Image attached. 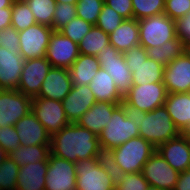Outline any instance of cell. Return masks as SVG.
I'll return each instance as SVG.
<instances>
[{
	"mask_svg": "<svg viewBox=\"0 0 190 190\" xmlns=\"http://www.w3.org/2000/svg\"><path fill=\"white\" fill-rule=\"evenodd\" d=\"M99 149L98 136L76 123L68 124L51 136V154L73 163L96 157Z\"/></svg>",
	"mask_w": 190,
	"mask_h": 190,
	"instance_id": "1",
	"label": "cell"
},
{
	"mask_svg": "<svg viewBox=\"0 0 190 190\" xmlns=\"http://www.w3.org/2000/svg\"><path fill=\"white\" fill-rule=\"evenodd\" d=\"M135 115L139 122V136L150 142L156 148L181 134L165 106Z\"/></svg>",
	"mask_w": 190,
	"mask_h": 190,
	"instance_id": "2",
	"label": "cell"
},
{
	"mask_svg": "<svg viewBox=\"0 0 190 190\" xmlns=\"http://www.w3.org/2000/svg\"><path fill=\"white\" fill-rule=\"evenodd\" d=\"M138 124L136 115L120 104L98 136L100 147L113 149L129 139L139 137Z\"/></svg>",
	"mask_w": 190,
	"mask_h": 190,
	"instance_id": "3",
	"label": "cell"
},
{
	"mask_svg": "<svg viewBox=\"0 0 190 190\" xmlns=\"http://www.w3.org/2000/svg\"><path fill=\"white\" fill-rule=\"evenodd\" d=\"M167 90L163 82L133 85L123 96L122 104L132 113H146L164 106Z\"/></svg>",
	"mask_w": 190,
	"mask_h": 190,
	"instance_id": "4",
	"label": "cell"
},
{
	"mask_svg": "<svg viewBox=\"0 0 190 190\" xmlns=\"http://www.w3.org/2000/svg\"><path fill=\"white\" fill-rule=\"evenodd\" d=\"M123 55L132 72L133 85L163 82L165 66L149 59L143 46L138 45L130 48Z\"/></svg>",
	"mask_w": 190,
	"mask_h": 190,
	"instance_id": "5",
	"label": "cell"
},
{
	"mask_svg": "<svg viewBox=\"0 0 190 190\" xmlns=\"http://www.w3.org/2000/svg\"><path fill=\"white\" fill-rule=\"evenodd\" d=\"M155 151L156 147L140 136L113 148L116 163L127 174L142 172L143 166Z\"/></svg>",
	"mask_w": 190,
	"mask_h": 190,
	"instance_id": "6",
	"label": "cell"
},
{
	"mask_svg": "<svg viewBox=\"0 0 190 190\" xmlns=\"http://www.w3.org/2000/svg\"><path fill=\"white\" fill-rule=\"evenodd\" d=\"M139 43L145 49L161 46L176 37L175 20L160 14L138 20Z\"/></svg>",
	"mask_w": 190,
	"mask_h": 190,
	"instance_id": "7",
	"label": "cell"
},
{
	"mask_svg": "<svg viewBox=\"0 0 190 190\" xmlns=\"http://www.w3.org/2000/svg\"><path fill=\"white\" fill-rule=\"evenodd\" d=\"M96 57L100 63V68L105 69L115 82L120 94L124 96L133 86V83L132 72L125 62L123 53L109 44Z\"/></svg>",
	"mask_w": 190,
	"mask_h": 190,
	"instance_id": "8",
	"label": "cell"
},
{
	"mask_svg": "<svg viewBox=\"0 0 190 190\" xmlns=\"http://www.w3.org/2000/svg\"><path fill=\"white\" fill-rule=\"evenodd\" d=\"M76 190H115L109 175L98 165L96 157L77 161Z\"/></svg>",
	"mask_w": 190,
	"mask_h": 190,
	"instance_id": "9",
	"label": "cell"
},
{
	"mask_svg": "<svg viewBox=\"0 0 190 190\" xmlns=\"http://www.w3.org/2000/svg\"><path fill=\"white\" fill-rule=\"evenodd\" d=\"M31 111L51 136L70 124L62 101L34 97Z\"/></svg>",
	"mask_w": 190,
	"mask_h": 190,
	"instance_id": "10",
	"label": "cell"
},
{
	"mask_svg": "<svg viewBox=\"0 0 190 190\" xmlns=\"http://www.w3.org/2000/svg\"><path fill=\"white\" fill-rule=\"evenodd\" d=\"M53 31L52 27L38 23L20 31L19 46L21 56L25 60L45 57Z\"/></svg>",
	"mask_w": 190,
	"mask_h": 190,
	"instance_id": "11",
	"label": "cell"
},
{
	"mask_svg": "<svg viewBox=\"0 0 190 190\" xmlns=\"http://www.w3.org/2000/svg\"><path fill=\"white\" fill-rule=\"evenodd\" d=\"M31 97L18 90L0 91V127L14 126L32 110Z\"/></svg>",
	"mask_w": 190,
	"mask_h": 190,
	"instance_id": "12",
	"label": "cell"
},
{
	"mask_svg": "<svg viewBox=\"0 0 190 190\" xmlns=\"http://www.w3.org/2000/svg\"><path fill=\"white\" fill-rule=\"evenodd\" d=\"M45 190H76L75 163L50 153Z\"/></svg>",
	"mask_w": 190,
	"mask_h": 190,
	"instance_id": "13",
	"label": "cell"
},
{
	"mask_svg": "<svg viewBox=\"0 0 190 190\" xmlns=\"http://www.w3.org/2000/svg\"><path fill=\"white\" fill-rule=\"evenodd\" d=\"M142 174L149 185L162 190H174L179 172L155 151L142 169Z\"/></svg>",
	"mask_w": 190,
	"mask_h": 190,
	"instance_id": "14",
	"label": "cell"
},
{
	"mask_svg": "<svg viewBox=\"0 0 190 190\" xmlns=\"http://www.w3.org/2000/svg\"><path fill=\"white\" fill-rule=\"evenodd\" d=\"M79 54L78 44L59 31H53L45 54L52 67L69 69Z\"/></svg>",
	"mask_w": 190,
	"mask_h": 190,
	"instance_id": "15",
	"label": "cell"
},
{
	"mask_svg": "<svg viewBox=\"0 0 190 190\" xmlns=\"http://www.w3.org/2000/svg\"><path fill=\"white\" fill-rule=\"evenodd\" d=\"M51 67L45 57L25 60L17 90L31 98L36 97Z\"/></svg>",
	"mask_w": 190,
	"mask_h": 190,
	"instance_id": "16",
	"label": "cell"
},
{
	"mask_svg": "<svg viewBox=\"0 0 190 190\" xmlns=\"http://www.w3.org/2000/svg\"><path fill=\"white\" fill-rule=\"evenodd\" d=\"M163 84L167 93L190 92V55L187 51L165 66Z\"/></svg>",
	"mask_w": 190,
	"mask_h": 190,
	"instance_id": "17",
	"label": "cell"
},
{
	"mask_svg": "<svg viewBox=\"0 0 190 190\" xmlns=\"http://www.w3.org/2000/svg\"><path fill=\"white\" fill-rule=\"evenodd\" d=\"M156 151L179 173L190 168V141L182 134L159 145Z\"/></svg>",
	"mask_w": 190,
	"mask_h": 190,
	"instance_id": "18",
	"label": "cell"
},
{
	"mask_svg": "<svg viewBox=\"0 0 190 190\" xmlns=\"http://www.w3.org/2000/svg\"><path fill=\"white\" fill-rule=\"evenodd\" d=\"M25 59L0 46V89L17 90Z\"/></svg>",
	"mask_w": 190,
	"mask_h": 190,
	"instance_id": "19",
	"label": "cell"
},
{
	"mask_svg": "<svg viewBox=\"0 0 190 190\" xmlns=\"http://www.w3.org/2000/svg\"><path fill=\"white\" fill-rule=\"evenodd\" d=\"M96 102L89 85L72 86L71 91L63 99L62 104L70 123L77 120Z\"/></svg>",
	"mask_w": 190,
	"mask_h": 190,
	"instance_id": "20",
	"label": "cell"
},
{
	"mask_svg": "<svg viewBox=\"0 0 190 190\" xmlns=\"http://www.w3.org/2000/svg\"><path fill=\"white\" fill-rule=\"evenodd\" d=\"M71 88L69 69L51 67L36 97L63 101Z\"/></svg>",
	"mask_w": 190,
	"mask_h": 190,
	"instance_id": "21",
	"label": "cell"
},
{
	"mask_svg": "<svg viewBox=\"0 0 190 190\" xmlns=\"http://www.w3.org/2000/svg\"><path fill=\"white\" fill-rule=\"evenodd\" d=\"M21 145L33 146L51 144V135L37 120L33 112H29L14 125Z\"/></svg>",
	"mask_w": 190,
	"mask_h": 190,
	"instance_id": "22",
	"label": "cell"
},
{
	"mask_svg": "<svg viewBox=\"0 0 190 190\" xmlns=\"http://www.w3.org/2000/svg\"><path fill=\"white\" fill-rule=\"evenodd\" d=\"M122 102H99L88 109L76 122L81 127L88 129L99 136L112 117L114 110Z\"/></svg>",
	"mask_w": 190,
	"mask_h": 190,
	"instance_id": "23",
	"label": "cell"
},
{
	"mask_svg": "<svg viewBox=\"0 0 190 190\" xmlns=\"http://www.w3.org/2000/svg\"><path fill=\"white\" fill-rule=\"evenodd\" d=\"M48 162H34L19 167L16 190H45Z\"/></svg>",
	"mask_w": 190,
	"mask_h": 190,
	"instance_id": "24",
	"label": "cell"
},
{
	"mask_svg": "<svg viewBox=\"0 0 190 190\" xmlns=\"http://www.w3.org/2000/svg\"><path fill=\"white\" fill-rule=\"evenodd\" d=\"M164 106L180 132L190 126V92L168 93Z\"/></svg>",
	"mask_w": 190,
	"mask_h": 190,
	"instance_id": "25",
	"label": "cell"
},
{
	"mask_svg": "<svg viewBox=\"0 0 190 190\" xmlns=\"http://www.w3.org/2000/svg\"><path fill=\"white\" fill-rule=\"evenodd\" d=\"M110 45L121 53L140 45L138 20L124 19L122 23L109 34Z\"/></svg>",
	"mask_w": 190,
	"mask_h": 190,
	"instance_id": "26",
	"label": "cell"
},
{
	"mask_svg": "<svg viewBox=\"0 0 190 190\" xmlns=\"http://www.w3.org/2000/svg\"><path fill=\"white\" fill-rule=\"evenodd\" d=\"M88 85L96 101L123 102V96L120 94L115 82L105 69L100 68Z\"/></svg>",
	"mask_w": 190,
	"mask_h": 190,
	"instance_id": "27",
	"label": "cell"
},
{
	"mask_svg": "<svg viewBox=\"0 0 190 190\" xmlns=\"http://www.w3.org/2000/svg\"><path fill=\"white\" fill-rule=\"evenodd\" d=\"M100 69L96 56L79 54L69 68L72 86L88 85Z\"/></svg>",
	"mask_w": 190,
	"mask_h": 190,
	"instance_id": "28",
	"label": "cell"
},
{
	"mask_svg": "<svg viewBox=\"0 0 190 190\" xmlns=\"http://www.w3.org/2000/svg\"><path fill=\"white\" fill-rule=\"evenodd\" d=\"M50 145L51 144H39L33 146L20 145L17 149L10 152L8 156L18 165V167L38 161L48 162V157L51 153Z\"/></svg>",
	"mask_w": 190,
	"mask_h": 190,
	"instance_id": "29",
	"label": "cell"
},
{
	"mask_svg": "<svg viewBox=\"0 0 190 190\" xmlns=\"http://www.w3.org/2000/svg\"><path fill=\"white\" fill-rule=\"evenodd\" d=\"M146 51L149 59H153L166 66L184 53V51H186V46L178 37H175L172 40L166 41L159 47L148 48Z\"/></svg>",
	"mask_w": 190,
	"mask_h": 190,
	"instance_id": "30",
	"label": "cell"
},
{
	"mask_svg": "<svg viewBox=\"0 0 190 190\" xmlns=\"http://www.w3.org/2000/svg\"><path fill=\"white\" fill-rule=\"evenodd\" d=\"M110 44L109 34L100 28L93 26L91 30L79 42V53L83 55L97 56Z\"/></svg>",
	"mask_w": 190,
	"mask_h": 190,
	"instance_id": "31",
	"label": "cell"
},
{
	"mask_svg": "<svg viewBox=\"0 0 190 190\" xmlns=\"http://www.w3.org/2000/svg\"><path fill=\"white\" fill-rule=\"evenodd\" d=\"M96 159L98 165L109 175L115 187L125 179L127 173L116 163L113 149L100 147Z\"/></svg>",
	"mask_w": 190,
	"mask_h": 190,
	"instance_id": "32",
	"label": "cell"
},
{
	"mask_svg": "<svg viewBox=\"0 0 190 190\" xmlns=\"http://www.w3.org/2000/svg\"><path fill=\"white\" fill-rule=\"evenodd\" d=\"M34 15L24 0H15L12 4L11 25L18 31H23L35 25Z\"/></svg>",
	"mask_w": 190,
	"mask_h": 190,
	"instance_id": "33",
	"label": "cell"
},
{
	"mask_svg": "<svg viewBox=\"0 0 190 190\" xmlns=\"http://www.w3.org/2000/svg\"><path fill=\"white\" fill-rule=\"evenodd\" d=\"M31 9L38 24L52 26L56 7L55 0H24Z\"/></svg>",
	"mask_w": 190,
	"mask_h": 190,
	"instance_id": "34",
	"label": "cell"
},
{
	"mask_svg": "<svg viewBox=\"0 0 190 190\" xmlns=\"http://www.w3.org/2000/svg\"><path fill=\"white\" fill-rule=\"evenodd\" d=\"M131 2L136 20L164 13L165 0H131Z\"/></svg>",
	"mask_w": 190,
	"mask_h": 190,
	"instance_id": "35",
	"label": "cell"
},
{
	"mask_svg": "<svg viewBox=\"0 0 190 190\" xmlns=\"http://www.w3.org/2000/svg\"><path fill=\"white\" fill-rule=\"evenodd\" d=\"M103 5L104 0H78L76 3L77 17L95 26Z\"/></svg>",
	"mask_w": 190,
	"mask_h": 190,
	"instance_id": "36",
	"label": "cell"
},
{
	"mask_svg": "<svg viewBox=\"0 0 190 190\" xmlns=\"http://www.w3.org/2000/svg\"><path fill=\"white\" fill-rule=\"evenodd\" d=\"M94 25L88 23L80 17H75L67 23L59 32L67 38H70L76 44L84 38Z\"/></svg>",
	"mask_w": 190,
	"mask_h": 190,
	"instance_id": "37",
	"label": "cell"
},
{
	"mask_svg": "<svg viewBox=\"0 0 190 190\" xmlns=\"http://www.w3.org/2000/svg\"><path fill=\"white\" fill-rule=\"evenodd\" d=\"M18 165L9 157L0 165V188L2 190H16Z\"/></svg>",
	"mask_w": 190,
	"mask_h": 190,
	"instance_id": "38",
	"label": "cell"
},
{
	"mask_svg": "<svg viewBox=\"0 0 190 190\" xmlns=\"http://www.w3.org/2000/svg\"><path fill=\"white\" fill-rule=\"evenodd\" d=\"M124 20L113 8L103 5L102 11L95 24L96 27L103 30L105 33H112Z\"/></svg>",
	"mask_w": 190,
	"mask_h": 190,
	"instance_id": "39",
	"label": "cell"
},
{
	"mask_svg": "<svg viewBox=\"0 0 190 190\" xmlns=\"http://www.w3.org/2000/svg\"><path fill=\"white\" fill-rule=\"evenodd\" d=\"M75 17H77L76 4L56 3L51 27L54 31H59Z\"/></svg>",
	"mask_w": 190,
	"mask_h": 190,
	"instance_id": "40",
	"label": "cell"
},
{
	"mask_svg": "<svg viewBox=\"0 0 190 190\" xmlns=\"http://www.w3.org/2000/svg\"><path fill=\"white\" fill-rule=\"evenodd\" d=\"M21 145L14 126L0 127V146L9 154Z\"/></svg>",
	"mask_w": 190,
	"mask_h": 190,
	"instance_id": "41",
	"label": "cell"
},
{
	"mask_svg": "<svg viewBox=\"0 0 190 190\" xmlns=\"http://www.w3.org/2000/svg\"><path fill=\"white\" fill-rule=\"evenodd\" d=\"M190 12V0H165L164 14L176 20L188 15Z\"/></svg>",
	"mask_w": 190,
	"mask_h": 190,
	"instance_id": "42",
	"label": "cell"
},
{
	"mask_svg": "<svg viewBox=\"0 0 190 190\" xmlns=\"http://www.w3.org/2000/svg\"><path fill=\"white\" fill-rule=\"evenodd\" d=\"M149 183L142 172L128 173L125 179L119 183L115 190H147Z\"/></svg>",
	"mask_w": 190,
	"mask_h": 190,
	"instance_id": "43",
	"label": "cell"
},
{
	"mask_svg": "<svg viewBox=\"0 0 190 190\" xmlns=\"http://www.w3.org/2000/svg\"><path fill=\"white\" fill-rule=\"evenodd\" d=\"M0 46L10 52L20 53L19 32L12 25L0 31Z\"/></svg>",
	"mask_w": 190,
	"mask_h": 190,
	"instance_id": "44",
	"label": "cell"
},
{
	"mask_svg": "<svg viewBox=\"0 0 190 190\" xmlns=\"http://www.w3.org/2000/svg\"><path fill=\"white\" fill-rule=\"evenodd\" d=\"M104 4L113 8L124 19L134 18L131 0H104Z\"/></svg>",
	"mask_w": 190,
	"mask_h": 190,
	"instance_id": "45",
	"label": "cell"
},
{
	"mask_svg": "<svg viewBox=\"0 0 190 190\" xmlns=\"http://www.w3.org/2000/svg\"><path fill=\"white\" fill-rule=\"evenodd\" d=\"M176 37H178L185 46L190 44V12L188 15L175 20Z\"/></svg>",
	"mask_w": 190,
	"mask_h": 190,
	"instance_id": "46",
	"label": "cell"
},
{
	"mask_svg": "<svg viewBox=\"0 0 190 190\" xmlns=\"http://www.w3.org/2000/svg\"><path fill=\"white\" fill-rule=\"evenodd\" d=\"M174 190H190V168L179 173Z\"/></svg>",
	"mask_w": 190,
	"mask_h": 190,
	"instance_id": "47",
	"label": "cell"
},
{
	"mask_svg": "<svg viewBox=\"0 0 190 190\" xmlns=\"http://www.w3.org/2000/svg\"><path fill=\"white\" fill-rule=\"evenodd\" d=\"M12 7L0 9V31L11 26Z\"/></svg>",
	"mask_w": 190,
	"mask_h": 190,
	"instance_id": "48",
	"label": "cell"
},
{
	"mask_svg": "<svg viewBox=\"0 0 190 190\" xmlns=\"http://www.w3.org/2000/svg\"><path fill=\"white\" fill-rule=\"evenodd\" d=\"M15 0H0V9L6 7H12Z\"/></svg>",
	"mask_w": 190,
	"mask_h": 190,
	"instance_id": "49",
	"label": "cell"
},
{
	"mask_svg": "<svg viewBox=\"0 0 190 190\" xmlns=\"http://www.w3.org/2000/svg\"><path fill=\"white\" fill-rule=\"evenodd\" d=\"M7 156H8L7 152L3 150L2 147L0 146V165L4 162Z\"/></svg>",
	"mask_w": 190,
	"mask_h": 190,
	"instance_id": "50",
	"label": "cell"
},
{
	"mask_svg": "<svg viewBox=\"0 0 190 190\" xmlns=\"http://www.w3.org/2000/svg\"><path fill=\"white\" fill-rule=\"evenodd\" d=\"M181 134L190 141V126H188L184 131L181 132Z\"/></svg>",
	"mask_w": 190,
	"mask_h": 190,
	"instance_id": "51",
	"label": "cell"
},
{
	"mask_svg": "<svg viewBox=\"0 0 190 190\" xmlns=\"http://www.w3.org/2000/svg\"><path fill=\"white\" fill-rule=\"evenodd\" d=\"M78 0H55L56 3H70L76 4Z\"/></svg>",
	"mask_w": 190,
	"mask_h": 190,
	"instance_id": "52",
	"label": "cell"
},
{
	"mask_svg": "<svg viewBox=\"0 0 190 190\" xmlns=\"http://www.w3.org/2000/svg\"><path fill=\"white\" fill-rule=\"evenodd\" d=\"M147 190H162V189H159V188H156L154 186L149 185V187L147 188Z\"/></svg>",
	"mask_w": 190,
	"mask_h": 190,
	"instance_id": "53",
	"label": "cell"
},
{
	"mask_svg": "<svg viewBox=\"0 0 190 190\" xmlns=\"http://www.w3.org/2000/svg\"><path fill=\"white\" fill-rule=\"evenodd\" d=\"M186 51L190 55V44L186 46Z\"/></svg>",
	"mask_w": 190,
	"mask_h": 190,
	"instance_id": "54",
	"label": "cell"
}]
</instances>
